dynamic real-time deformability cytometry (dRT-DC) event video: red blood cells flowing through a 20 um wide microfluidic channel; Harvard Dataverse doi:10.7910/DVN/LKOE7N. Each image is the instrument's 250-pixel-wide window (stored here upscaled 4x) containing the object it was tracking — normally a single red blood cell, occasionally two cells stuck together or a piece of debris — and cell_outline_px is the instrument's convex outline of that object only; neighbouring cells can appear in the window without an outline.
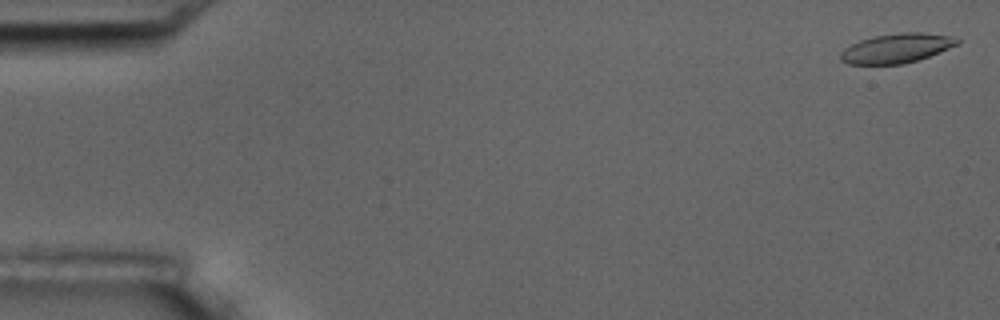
{"species": "common noctule bat (a hibernating species)", "species_latin": "Nyctalus noctula", "temperature_condition": "room temperature", "stored_images_in_passage": 17, "camera_frame_rate_fps": 3000, "um_per_image_px": 0.085, "animal": {"sex": "male", "body_mass_g": 17.5, "forearm_length_mm": 52.3}, "frame": {"image": 1, "passage_image": 1, "time_ms": 0.0, "image_size_px": [1000, 320], "cell_outline_px": [[960, 44], [928, 56], [904, 64], [848, 64], [840, 60], [840, 52], [844, 48], [860, 40], [876, 36], [900, 32], [920, 32], [948, 36], [960, 40]], "centroid_in_image_um": [76.18, 4.1], "position_along_channel_um": 8.8, "area_um2": 19.83}}
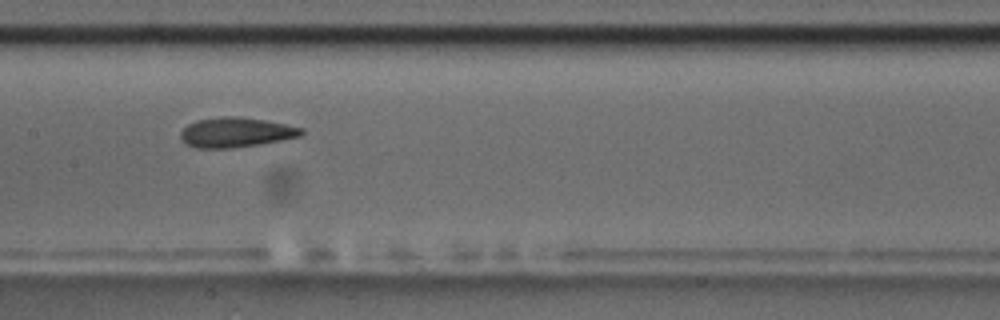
{"frame": {"image": 2, "passage_image": 9, "time_ms": 9.0, "image_size_px": [1000, 320], "cell_outline_px": [[304, 132], [300, 136], [260, 144], [232, 148], [196, 148], [188, 144], [180, 136], [180, 132], [188, 124], [196, 120], [220, 116], [240, 116], [264, 120], [304, 128]], "centroid_in_image_um": [20.05, 11.24], "position_along_channel_um": 187.4, "area_um2": 20.92}}
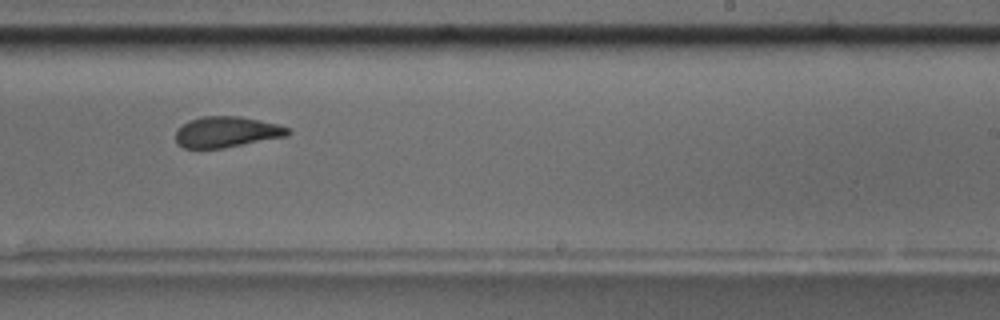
{"frame": {"image": 3, "passage_image": 11, "time_ms": 11.333, "image_size_px": [1000, 320], "cell_outline_px": [[292, 132], [288, 136], [224, 148], [184, 148], [176, 144], [176, 132], [188, 120], [204, 116], [240, 116], [260, 120], [292, 128]], "centroid_in_image_um": [19.31, 11.22], "position_along_channel_um": 269.7, "area_um2": 20.29}, "authors_computed_cell_mechanics": {"area_um2": 20.9236, "velocity_mm_per_s": 3.5419, "shape_relaxation_time_tau1_ms": 2.9826, "shape_relaxation_time_tau2_ms": 1.5229, "deformation_change_tau1": 0.107, "deformation_change_tau2": 0.0807}}